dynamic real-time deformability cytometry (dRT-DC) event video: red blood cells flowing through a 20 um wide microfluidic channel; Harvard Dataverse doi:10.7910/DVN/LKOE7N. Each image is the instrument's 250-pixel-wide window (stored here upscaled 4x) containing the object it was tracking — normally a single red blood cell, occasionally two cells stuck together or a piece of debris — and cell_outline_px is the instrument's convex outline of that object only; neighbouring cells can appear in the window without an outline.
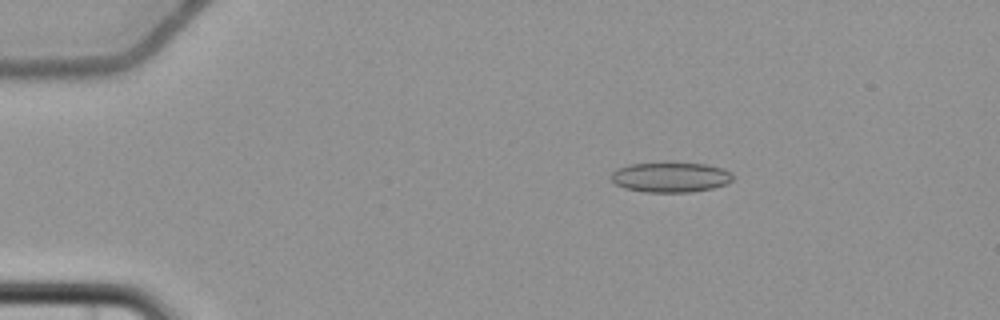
{"species": "common noctule bat (a hibernating species)", "species_latin": "Nyctalus noctula", "temperature_condition": "cold", "stored_images_in_passage": 8, "camera_frame_rate_fps": 3000, "um_per_image_px": 0.085, "animal": {"sex": "female", "body_mass_g": 22.7, "forearm_length_mm": 54.2}, "frame": {"image": 1, "passage_image": 3, "time_ms": 2.667, "image_size_px": [1000, 320], "cell_outline_px": [[732, 180], [724, 184], [712, 188], [692, 192], [644, 192], [624, 188], [616, 184], [612, 180], [612, 172], [616, 168], [628, 164], [664, 160], [668, 160], [708, 164], [724, 168], [732, 172]], "centroid_in_image_um": [56.98, 15.01], "position_along_channel_um": 28.0, "area_um2": 22.25}}
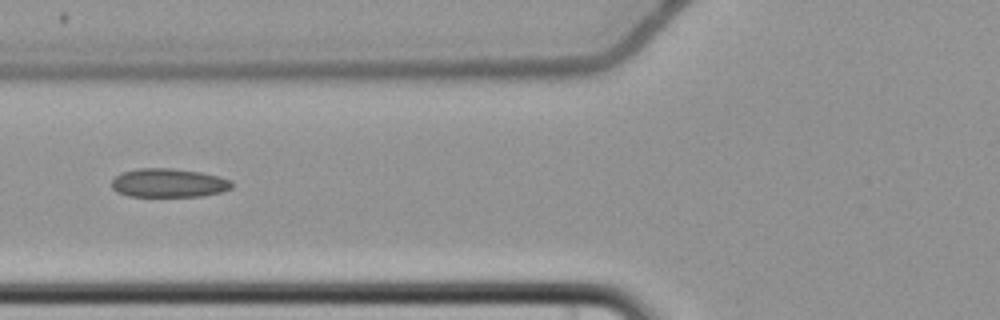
{"frame": {"image": 2, "passage_image": 6, "time_ms": 7.0, "image_size_px": [1000, 320], "cell_outline_px": [[232, 188], [220, 192], [204, 196], [128, 196], [116, 192], [112, 188], [112, 180], [120, 172], [136, 168], [172, 168], [200, 172], [220, 176], [232, 180]], "centroid_in_image_um": [14.32, 15.54], "position_along_channel_um": 111.5, "area_um2": 20.35}}
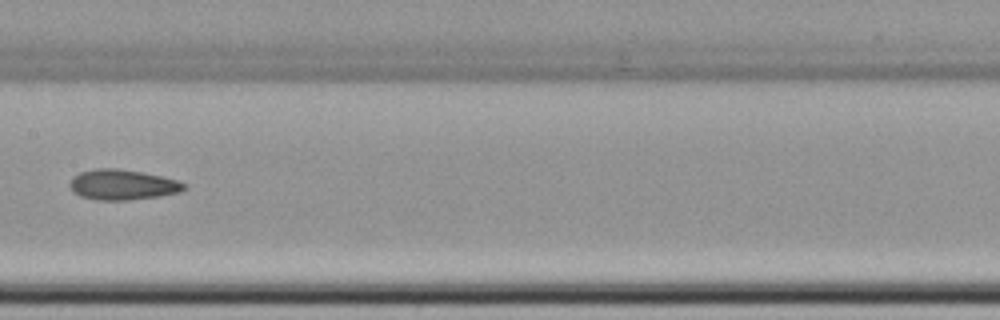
{"frame": {"image": 3, "passage_image": 8, "time_ms": 9.333, "image_size_px": [1000, 320], "cell_outline_px": [[188, 188], [180, 192], [160, 196], [128, 200], [96, 200], [80, 196], [72, 192], [68, 184], [72, 176], [80, 172], [96, 168], [116, 168], [140, 172], [180, 180], [188, 184]], "centroid_in_image_um": [10.42, 15.7], "position_along_channel_um": 197.0, "area_um2": 20.52}}